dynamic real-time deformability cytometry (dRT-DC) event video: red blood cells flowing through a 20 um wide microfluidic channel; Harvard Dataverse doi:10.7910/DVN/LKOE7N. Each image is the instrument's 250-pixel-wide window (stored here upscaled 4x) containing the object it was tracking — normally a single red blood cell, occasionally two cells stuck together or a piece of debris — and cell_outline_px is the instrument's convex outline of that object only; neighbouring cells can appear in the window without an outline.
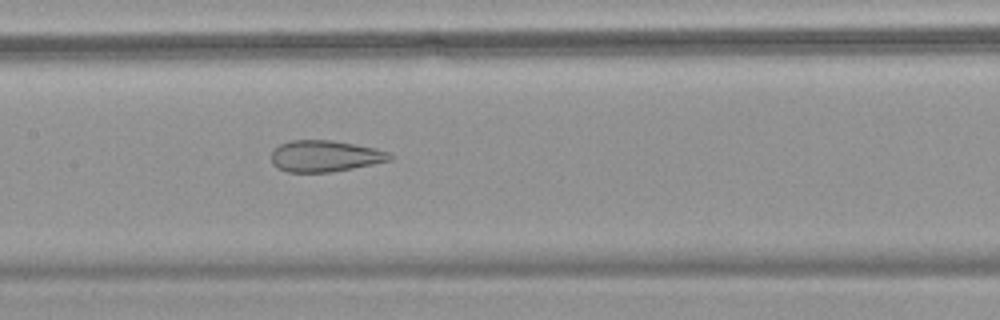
{"species": "common noctule bat (a hibernating species)", "species_latin": "Nyctalus noctula", "temperature_condition": "warm", "stored_images_in_passage": 57, "camera_frame_rate_fps": 3000, "um_per_image_px": 0.085, "animal": {"sex": "female", "body_mass_g": 18.4}, "frame": {"image": 1, "passage_image": 29, "time_ms": 9.333, "image_size_px": [1000, 320], "cell_outline_px": [[392, 160], [332, 172], [288, 172], [272, 164], [272, 152], [280, 144], [292, 140], [332, 140], [376, 148], [388, 152], [392, 156]], "centroid_in_image_um": [27.63, 13.26], "position_along_channel_um": 179.8, "area_um2": 21.5}}
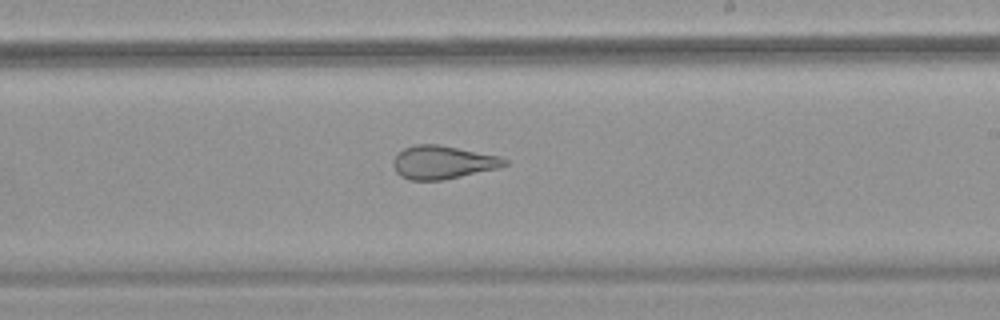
{"frame": {"image": 2, "passage_image": 35, "time_ms": 11.333, "image_size_px": [1000, 320], "cell_outline_px": [[508, 164], [500, 168], [444, 180], [408, 180], [400, 176], [396, 172], [392, 164], [392, 160], [404, 148], [416, 144], [436, 144], [500, 156], [508, 160]], "centroid_in_image_um": [37.64, 13.81], "position_along_channel_um": 251.4, "area_um2": 21.68}}
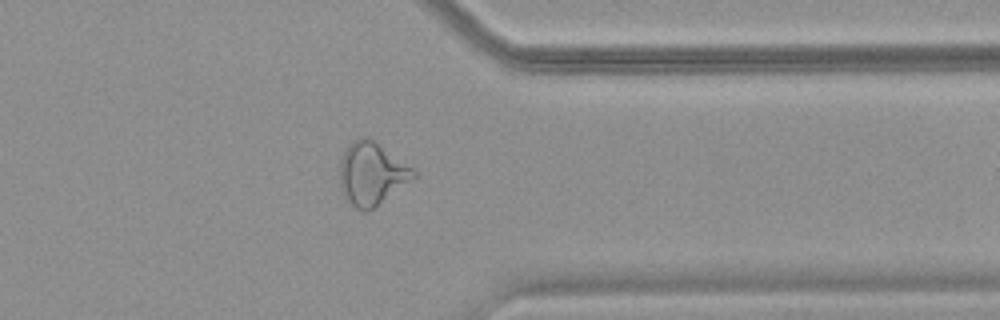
{"frame": {"image": 3, "passage_image": 46, "time_ms": 15.0, "image_size_px": [1000, 320], "cell_outline_px": [[416, 176], [372, 208], [356, 208], [344, 196], [340, 188], [340, 160], [348, 144], [352, 140], [372, 140], [412, 168], [416, 172]], "centroid_in_image_um": [31.55, 14.76], "position_along_channel_um": 379.9, "area_um2": 25.61}, "authors_computed_cell_mechanics": {"area_um2": 28.4376, "velocity_mm_per_s": 3.5982, "shape_relaxation_time_tau1_ms": null, "shape_relaxation_time_tau2_ms": 1.4816, "deformation_change_tau1": null, "deformation_change_tau2": 0.0979}}